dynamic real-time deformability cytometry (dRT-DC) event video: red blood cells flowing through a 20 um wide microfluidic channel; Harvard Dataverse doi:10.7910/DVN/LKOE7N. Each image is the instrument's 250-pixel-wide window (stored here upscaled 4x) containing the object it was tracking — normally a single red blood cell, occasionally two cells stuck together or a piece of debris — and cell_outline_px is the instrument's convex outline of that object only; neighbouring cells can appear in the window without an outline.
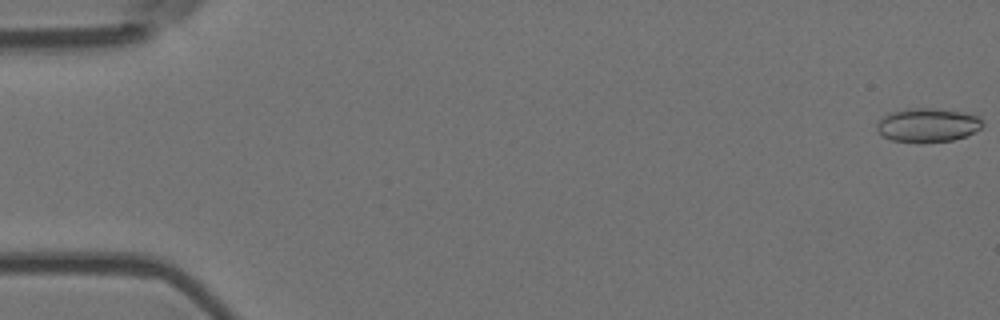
{"species": "Egyptian fruit bat (a non-hibernating species)", "species_latin": "Rousettus aegyptiacus", "temperature_condition": "room temperature", "stored_images_in_passage": 8, "camera_frame_rate_fps": 3000, "um_per_image_px": 0.085, "animal": {"sex": "female"}, "frame": {"image": 1, "passage_image": 1, "time_ms": 0.0, "image_size_px": [1000, 320], "cell_outline_px": [[984, 124], [980, 128], [968, 136], [952, 140], [892, 140], [880, 136], [876, 128], [876, 124], [888, 112], [908, 108], [932, 108], [964, 112], [976, 116]], "centroid_in_image_um": [78.83, 10.59], "position_along_channel_um": 6.2, "area_um2": 20.4}}
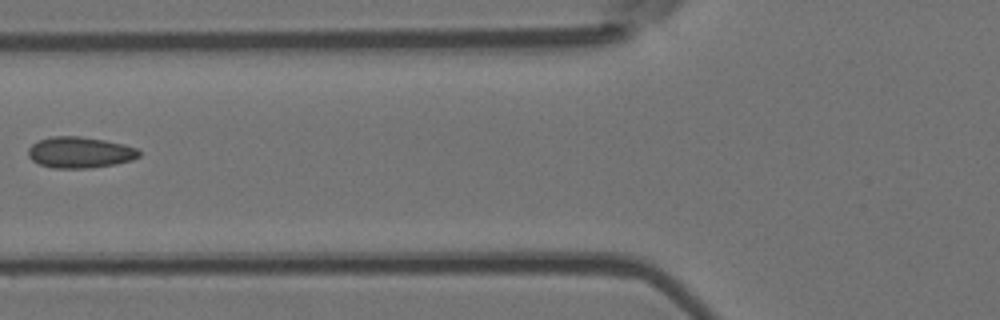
{"frame": {"image": 2, "passage_image": 7, "time_ms": 2.0, "image_size_px": [1000, 320], "cell_outline_px": [[140, 156], [132, 160], [116, 164], [88, 168], [52, 168], [40, 164], [32, 160], [28, 156], [28, 148], [32, 144], [40, 140], [52, 136], [80, 136], [104, 140], [124, 144], [136, 148], [140, 152]], "centroid_in_image_um": [6.79, 12.95], "position_along_channel_um": 119.0, "area_um2": 20.11}}
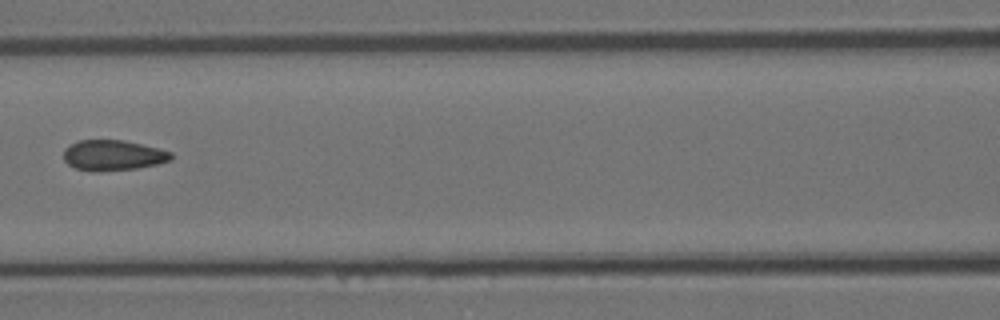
{"frame": {"image": 3, "passage_image": 8, "time_ms": 2.333, "image_size_px": [1000, 320], "cell_outline_px": [[172, 160], [156, 164], [136, 168], [76, 168], [68, 164], [64, 160], [64, 148], [80, 140], [124, 140], [160, 148], [172, 152]], "centroid_in_image_um": [9.67, 13.14], "position_along_channel_um": 156.9, "area_um2": 18.21}}